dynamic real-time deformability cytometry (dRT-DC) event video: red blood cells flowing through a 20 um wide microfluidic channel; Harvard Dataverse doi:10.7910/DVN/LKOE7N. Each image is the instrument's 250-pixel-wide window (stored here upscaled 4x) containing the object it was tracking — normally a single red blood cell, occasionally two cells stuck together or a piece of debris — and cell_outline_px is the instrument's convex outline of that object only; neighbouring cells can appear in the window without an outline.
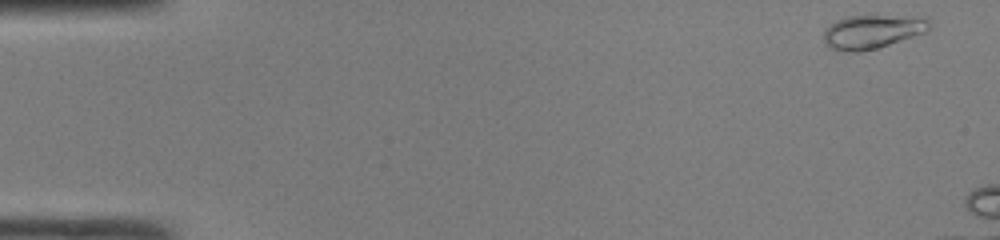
{"species": "common noctule bat (a hibernating species)", "species_latin": "Nyctalus noctula", "temperature_condition": "room temperature", "stored_images_in_passage": 42, "camera_frame_rate_fps": 3000, "um_per_image_px": 0.085, "animal": {"sex": "male", "body_mass_g": 19.0, "forearm_length_mm": 50.8}, "frame": {"image": 1, "passage_image": 1, "time_ms": 0.0, "image_size_px": [1000, 240], "cell_outline_px": [[928, 28], [924, 32], [876, 48], [860, 52], [848, 52], [832, 48], [824, 44], [824, 28], [828, 24], [836, 20], [848, 16], [928, 16]], "centroid_in_image_um": [74.09, 2.68], "position_along_channel_um": 10.9, "area_um2": 20.63}}
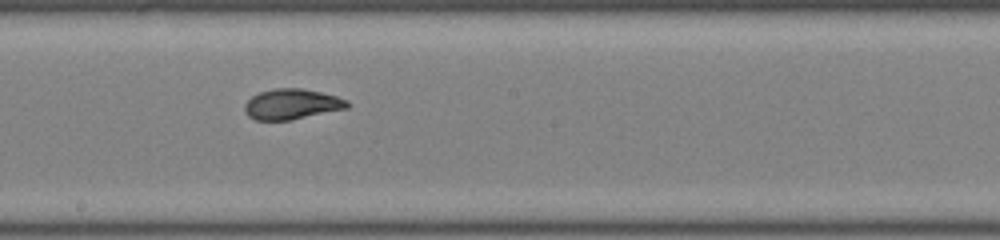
{"frame": {"image": 2, "passage_image": 26, "time_ms": 8.333, "image_size_px": [1000, 240], "cell_outline_px": [[352, 104], [348, 108], [292, 120], [256, 120], [248, 116], [244, 112], [244, 104], [252, 96], [260, 92], [276, 88], [300, 88], [320, 92], [336, 96], [348, 100]], "centroid_in_image_um": [24.82, 8.86], "position_along_channel_um": 223.4, "area_um2": 18.32}}
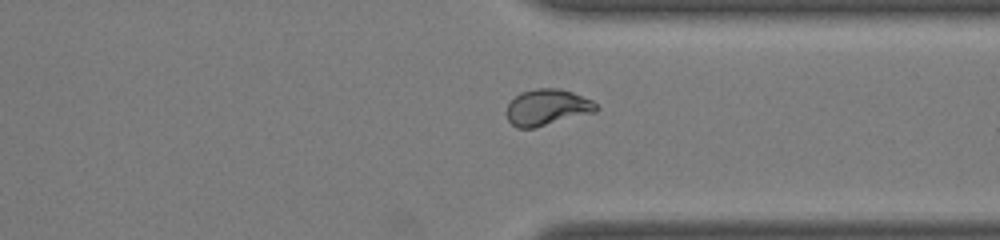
{"frame": {"image": 3, "passage_image": 36, "time_ms": 11.667, "image_size_px": [1000, 240], "cell_outline_px": [[600, 108], [596, 112], [536, 128], [516, 128], [508, 120], [504, 112], [508, 104], [520, 92], [536, 88], [560, 88], [572, 92], [592, 100]], "centroid_in_image_um": [46.5, 9.13], "position_along_channel_um": 364.9, "area_um2": 19.25}, "authors_computed_cell_mechanics": {"area_um2": 18.9006, "velocity_mm_per_s": 4.2221, "shape_relaxation_time_tau1_ms": 5.5011, "shape_relaxation_time_tau2_ms": null, "deformation_change_tau1": 0.1651, "deformation_change_tau2": null}}